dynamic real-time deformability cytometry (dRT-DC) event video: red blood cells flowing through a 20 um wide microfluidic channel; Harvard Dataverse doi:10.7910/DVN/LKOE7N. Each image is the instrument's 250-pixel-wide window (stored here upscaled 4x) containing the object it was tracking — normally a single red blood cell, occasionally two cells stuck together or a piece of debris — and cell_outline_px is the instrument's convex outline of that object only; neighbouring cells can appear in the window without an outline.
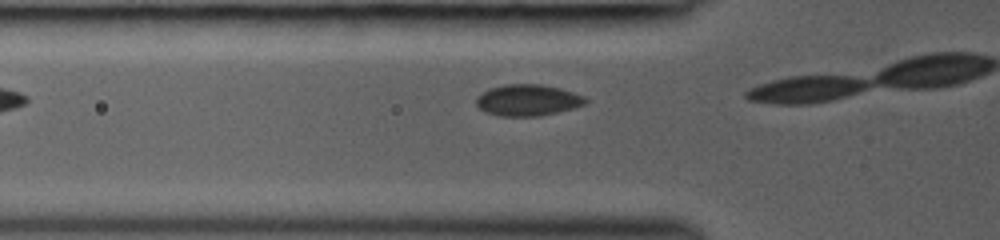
{"species": "common noctule bat (a hibernating species)", "species_latin": "Nyctalus noctula", "temperature_condition": "room temperature", "stored_images_in_passage": 4, "camera_frame_rate_fps": 3000, "um_per_image_px": 0.085, "animal": {"sex": "female", "body_mass_g": 19.0, "forearm_length_mm": 53.3}, "frame": {"image": 1, "passage_image": 3, "time_ms": 0.667, "image_size_px": [1000, 240], "cell_outline_px": [[588, 100], [584, 104], [572, 108], [540, 116], [500, 116], [484, 112], [476, 104], [476, 96], [492, 88], [504, 84], [540, 84], [560, 88], [584, 96]], "centroid_in_image_um": [44.84, 8.51], "position_along_channel_um": 81.0, "area_um2": 19.83}}